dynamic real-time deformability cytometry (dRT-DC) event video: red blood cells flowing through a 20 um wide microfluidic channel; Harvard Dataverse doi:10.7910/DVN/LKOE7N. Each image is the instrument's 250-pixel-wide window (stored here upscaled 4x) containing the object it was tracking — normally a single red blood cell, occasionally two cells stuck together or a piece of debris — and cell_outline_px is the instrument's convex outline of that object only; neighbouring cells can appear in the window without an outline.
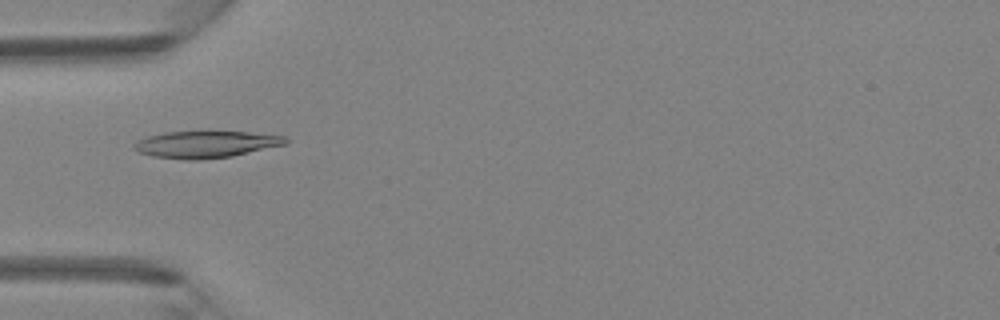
{"species": "Egyptian fruit bat (a non-hibernating species)", "species_latin": "Rousettus aegyptiacus", "temperature_condition": "room temperature", "stored_images_in_passage": 46, "camera_frame_rate_fps": 3000, "um_per_image_px": 0.085, "animal": {"sex": "female"}, "frame": {"image": 1, "passage_image": 15, "time_ms": 4.667, "image_size_px": [1000, 320], "cell_outline_px": [[288, 144], [232, 156], [196, 160], [188, 160], [152, 156], [140, 152], [132, 144], [136, 140], [148, 136], [164, 132], [248, 132], [288, 136]], "centroid_in_image_um": [17.54, 12.27], "position_along_channel_um": 67.5, "area_um2": 23.64}}
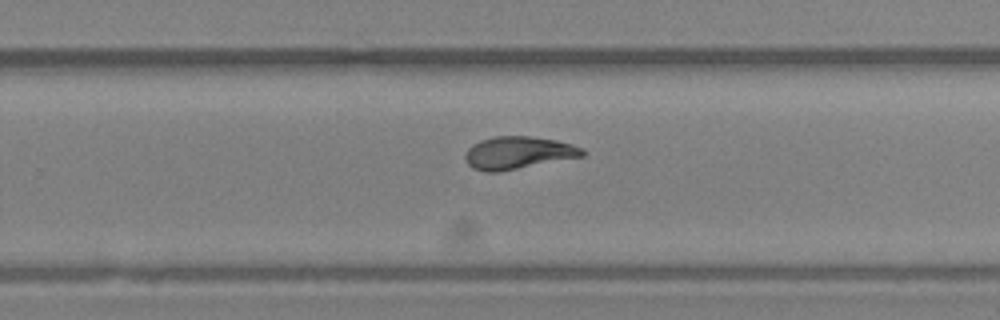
{"frame": {"image": 2, "passage_image": 30, "time_ms": 9.667, "image_size_px": [1000, 320], "cell_outline_px": [[584, 156], [500, 172], [484, 172], [472, 168], [468, 164], [464, 156], [468, 148], [472, 144], [480, 140], [496, 136], [528, 136], [556, 140], [572, 144], [584, 148]], "centroid_in_image_um": [44.03, 12.99], "position_along_channel_um": 285.8, "area_um2": 22.37}}
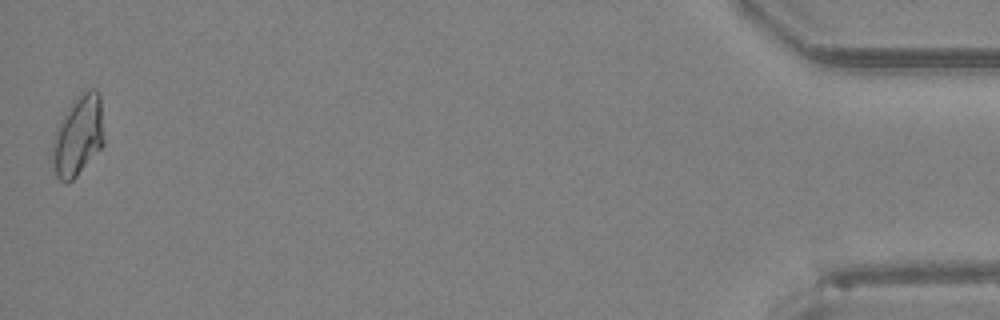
{"frame": {"image": 3, "passage_image": 46, "time_ms": 15.0, "image_size_px": [1000, 320], "cell_outline_px": [[104, 144], [76, 176], [68, 184], [64, 184], [56, 176], [52, 164], [52, 136], [60, 120], [72, 100], [88, 88], [96, 88], [100, 96], [104, 140]], "centroid_in_image_um": [6.61, 11.53], "position_along_channel_um": 428.6, "area_um2": 24.45}}